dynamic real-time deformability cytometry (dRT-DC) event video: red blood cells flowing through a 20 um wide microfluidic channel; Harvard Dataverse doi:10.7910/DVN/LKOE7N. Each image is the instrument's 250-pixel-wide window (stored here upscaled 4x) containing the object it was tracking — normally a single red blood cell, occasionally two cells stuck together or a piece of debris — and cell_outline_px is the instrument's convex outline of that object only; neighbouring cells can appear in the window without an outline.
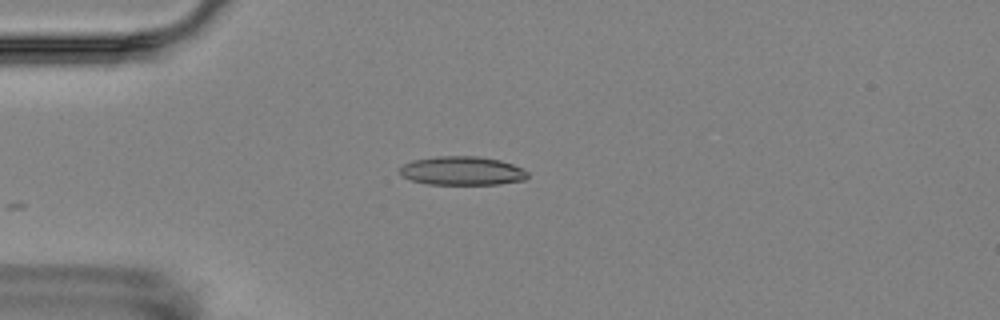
{"species": "Egyptian fruit bat (a non-hibernating species)", "species_latin": "Rousettus aegyptiacus", "temperature_condition": "room temperature", "stored_images_in_passage": 3, "camera_frame_rate_fps": 3000, "um_per_image_px": 0.085, "animal": {"sex": "female"}, "frame": {"image": 1, "passage_image": 3, "time_ms": 3.0, "image_size_px": [1000, 320], "cell_outline_px": [[528, 176], [524, 180], [500, 184], [428, 184], [412, 180], [400, 176], [400, 168], [404, 164], [412, 160], [436, 156], [480, 156], [500, 160], [512, 164], [528, 172]], "centroid_in_image_um": [39.26, 14.51], "position_along_channel_um": 45.7, "area_um2": 21.44}}